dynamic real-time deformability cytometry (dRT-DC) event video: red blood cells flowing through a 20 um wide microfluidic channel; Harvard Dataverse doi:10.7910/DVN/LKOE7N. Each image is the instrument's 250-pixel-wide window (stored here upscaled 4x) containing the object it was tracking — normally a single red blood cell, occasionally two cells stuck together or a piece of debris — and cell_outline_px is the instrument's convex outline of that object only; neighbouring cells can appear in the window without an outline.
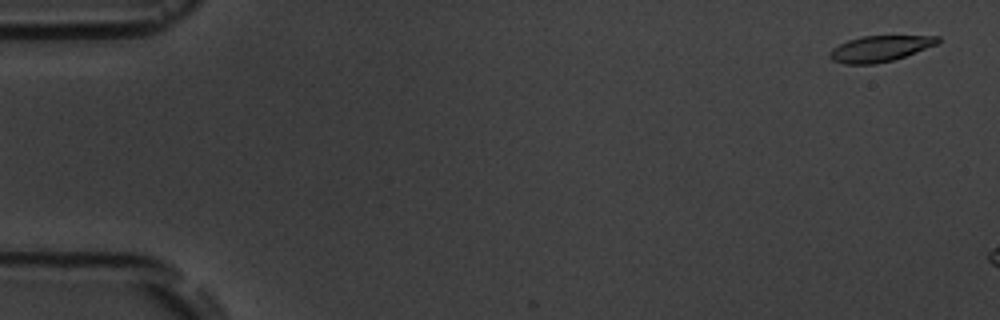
{"species": "common noctule bat (a hibernating species)", "species_latin": "Nyctalus noctula", "temperature_condition": "room temperature", "stored_images_in_passage": 6, "segment_of_instrument_passage": [2, 2], "camera_frame_rate_fps": 3000, "um_per_image_px": 0.085, "animal": {"sex": "male", "body_mass_g": 19.5, "forearm_length_mm": 54.6}, "frame": {"image": 1, "passage_image": 6, "time_ms": 6.667, "image_size_px": [1000, 320], "cell_outline_px": [[940, 40], [936, 44], [904, 56], [892, 60], [876, 64], [844, 64], [832, 60], [828, 56], [832, 48], [848, 40], [864, 36], [940, 36]], "centroid_in_image_um": [74.74, 4.14], "position_along_channel_um": 10.3, "area_um2": 16.07}}